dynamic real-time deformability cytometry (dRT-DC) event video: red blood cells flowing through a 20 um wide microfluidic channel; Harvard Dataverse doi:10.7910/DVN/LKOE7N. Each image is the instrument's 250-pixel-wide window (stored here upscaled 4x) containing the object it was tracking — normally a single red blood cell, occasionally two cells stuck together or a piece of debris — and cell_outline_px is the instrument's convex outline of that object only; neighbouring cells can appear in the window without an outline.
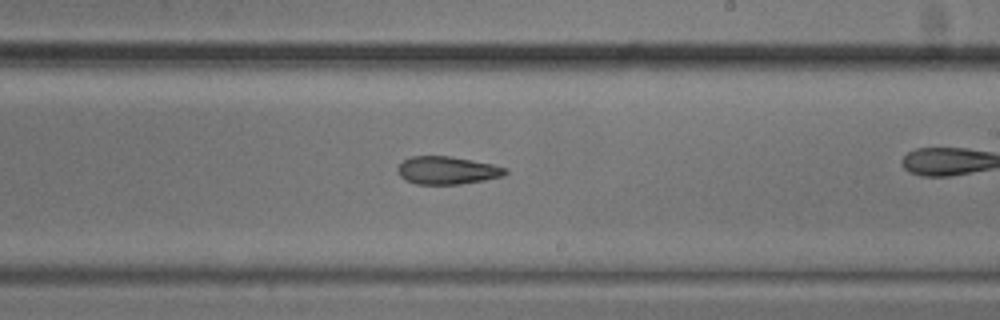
{"species": "common noctule bat (a hibernating species)", "species_latin": "Nyctalus noctula", "temperature_condition": "cold", "stored_images_in_passage": 41, "camera_frame_rate_fps": 3000, "um_per_image_px": 0.085, "animal": {"sex": "male", "body_mass_g": 20.5, "forearm_length_mm": 52.5}, "frame": {"image": 1, "passage_image": 30, "time_ms": 9.667, "image_size_px": [1000, 320], "cell_outline_px": [[508, 172], [504, 176], [484, 180], [460, 184], [416, 184], [404, 180], [400, 176], [396, 168], [404, 160], [412, 156], [448, 156], [492, 164], [508, 168]], "centroid_in_image_um": [38.01, 14.49], "position_along_channel_um": 251.0, "area_um2": 17.46}}